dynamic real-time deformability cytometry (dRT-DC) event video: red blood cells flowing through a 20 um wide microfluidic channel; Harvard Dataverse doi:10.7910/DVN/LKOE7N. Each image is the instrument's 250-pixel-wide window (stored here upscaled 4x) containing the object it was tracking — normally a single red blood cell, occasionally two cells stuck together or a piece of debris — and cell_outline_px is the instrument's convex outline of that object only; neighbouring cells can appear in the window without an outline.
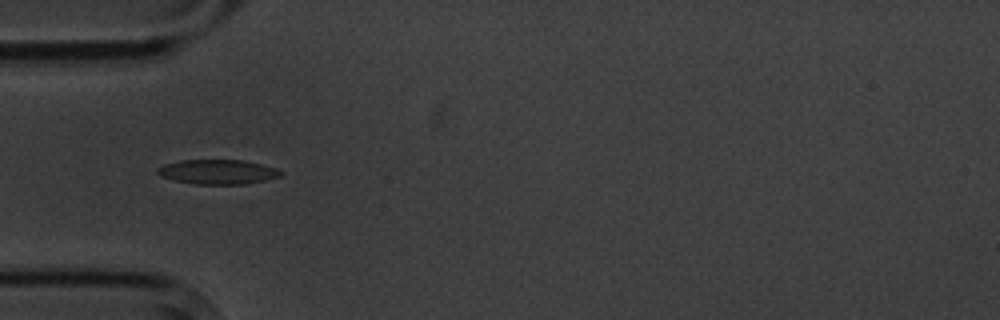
{"species": "common noctule bat (a hibernating species)", "species_latin": "Nyctalus noctula", "temperature_condition": "cold", "stored_images_in_passage": 10, "camera_frame_rate_fps": 3000, "um_per_image_px": 0.085, "animal": {"sex": "male", "body_mass_g": 20.1, "forearm_length_mm": 53.5}, "frame": {"image": 1, "passage_image": 5, "time_ms": 4.667, "image_size_px": [1000, 320], "cell_outline_px": [[284, 172], [280, 176], [264, 180], [244, 184], [196, 184], [172, 180], [160, 176], [156, 172], [156, 168], [164, 164], [180, 160], [244, 160], [276, 168]], "centroid_in_image_um": [18.46, 14.6], "position_along_channel_um": 66.5, "area_um2": 17.69}}
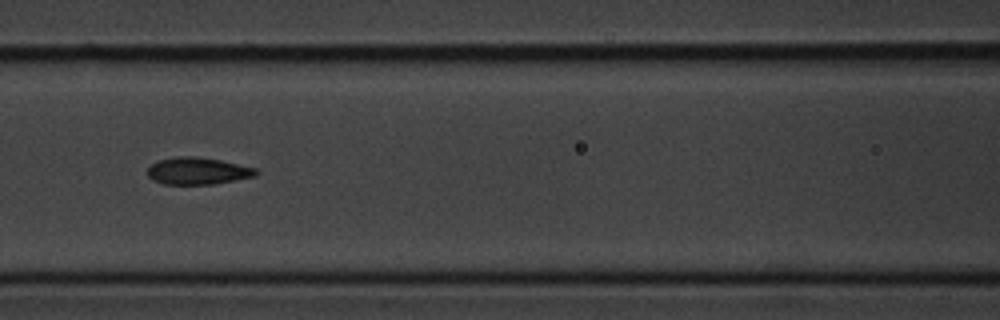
{"frame": {"image": 2, "passage_image": 7, "time_ms": 7.0, "image_size_px": [1000, 320], "cell_outline_px": [[260, 172], [256, 176], [212, 184], [164, 184], [152, 180], [148, 176], [148, 168], [152, 164], [160, 160], [176, 156], [192, 156], [220, 160], [256, 168]], "centroid_in_image_um": [16.81, 14.53], "position_along_channel_um": 149.8, "area_um2": 16.99}}
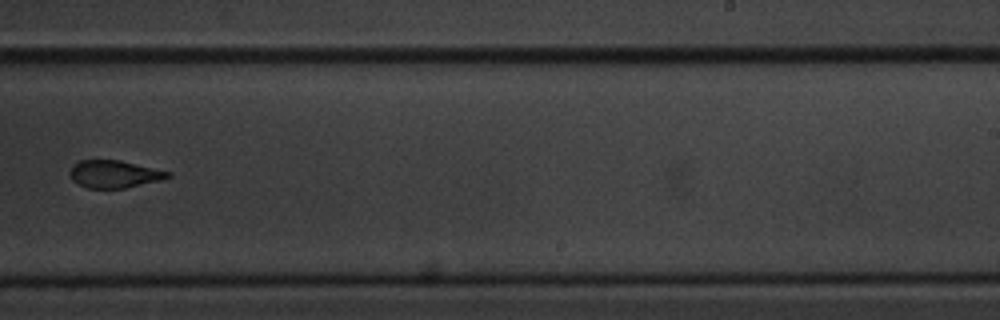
{"frame": {"image": 3, "passage_image": 10, "time_ms": 10.667, "image_size_px": [1000, 320], "cell_outline_px": [[172, 176], [164, 180], [124, 188], [88, 188], [76, 184], [72, 180], [68, 172], [72, 164], [80, 160], [120, 160], [172, 172]], "centroid_in_image_um": [9.71, 14.8], "position_along_channel_um": 279.3, "area_um2": 16.01}}